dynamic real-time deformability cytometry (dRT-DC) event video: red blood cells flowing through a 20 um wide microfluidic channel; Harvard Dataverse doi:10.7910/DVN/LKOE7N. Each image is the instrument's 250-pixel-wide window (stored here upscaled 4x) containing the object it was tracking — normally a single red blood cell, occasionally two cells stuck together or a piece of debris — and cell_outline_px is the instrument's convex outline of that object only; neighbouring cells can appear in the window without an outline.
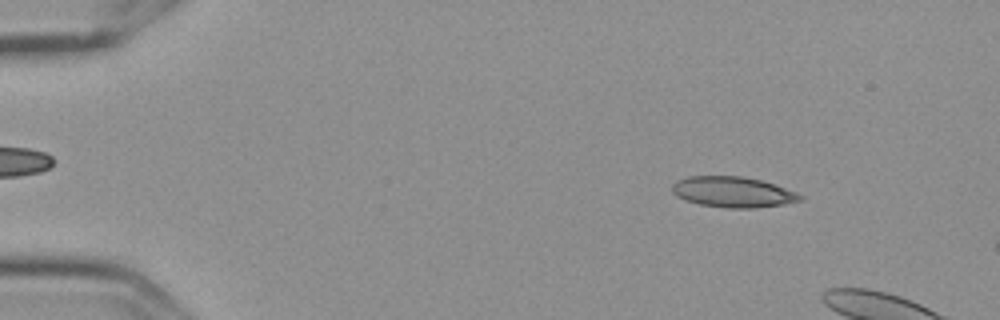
{"species": "Egyptian fruit bat (a non-hibernating species)", "species_latin": "Rousettus aegyptiacus", "temperature_condition": "cold", "stored_images_in_passage": 3, "camera_frame_rate_fps": 3000, "um_per_image_px": 0.085, "frame": {"image": 1, "passage_image": 1, "time_ms": 0.0, "image_size_px": [1000, 320], "cell_outline_px": [[804, 200], [784, 204], [756, 208], [728, 208], [700, 204], [676, 196], [672, 192], [672, 184], [676, 180], [688, 176], [744, 176], [776, 184], [796, 192], [804, 196]], "centroid_in_image_um": [62.33, 16.31], "position_along_channel_um": 22.7, "area_um2": 23.0}}